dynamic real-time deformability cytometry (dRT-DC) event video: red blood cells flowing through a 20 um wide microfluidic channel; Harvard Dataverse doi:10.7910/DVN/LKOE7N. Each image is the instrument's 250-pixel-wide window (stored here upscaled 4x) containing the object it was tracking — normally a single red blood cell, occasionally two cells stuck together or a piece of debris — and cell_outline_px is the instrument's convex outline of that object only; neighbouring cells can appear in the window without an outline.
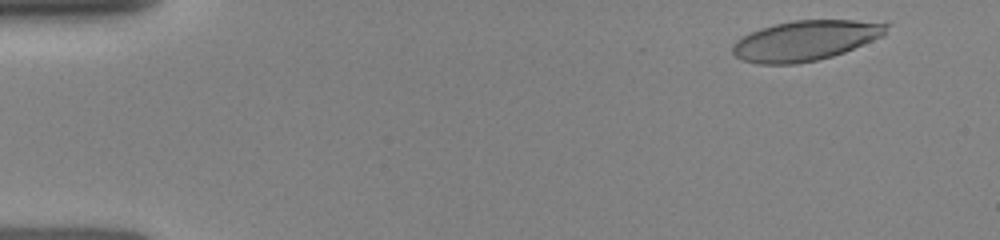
{"species": "human", "species_latin": "Homo sapiens", "temperature_condition": "room temperature", "stored_images_in_passage": 11, "camera_frame_rate_fps": 3000, "um_per_image_px": 0.085, "donor": {"sex": "female"}, "frame": {"image": 1, "passage_image": 2, "time_ms": 0.667, "image_size_px": [1000, 240], "cell_outline_px": [[888, 24], [884, 36], [844, 52], [832, 56], [816, 60], [796, 64], [756, 64], [744, 60], [736, 56], [732, 52], [732, 44], [736, 40], [760, 28], [776, 24], [796, 20], [856, 20]], "centroid_in_image_um": [68.44, 3.45], "position_along_channel_um": 16.6, "area_um2": 35.66}}
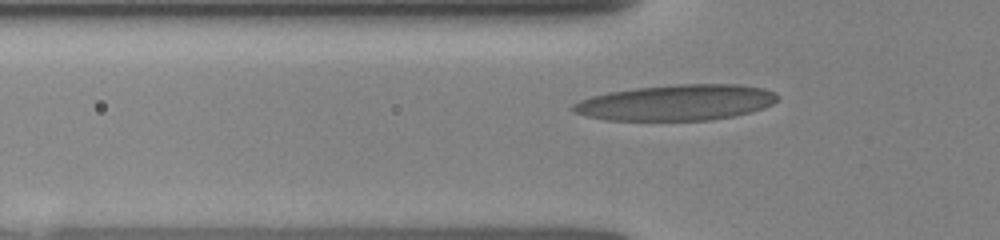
{"frame": {"image": 2, "passage_image": 10, "time_ms": 4.667, "image_size_px": [1000, 240], "cell_outline_px": [[780, 96], [772, 104], [764, 108], [732, 116], [712, 120], [604, 120], [584, 116], [572, 112], [572, 104], [580, 100], [592, 96], [608, 92], [636, 88], [680, 84], [740, 84], [764, 88], [776, 92]], "centroid_in_image_um": [57.48, 8.72], "position_along_channel_um": 68.3, "area_um2": 42.77}}